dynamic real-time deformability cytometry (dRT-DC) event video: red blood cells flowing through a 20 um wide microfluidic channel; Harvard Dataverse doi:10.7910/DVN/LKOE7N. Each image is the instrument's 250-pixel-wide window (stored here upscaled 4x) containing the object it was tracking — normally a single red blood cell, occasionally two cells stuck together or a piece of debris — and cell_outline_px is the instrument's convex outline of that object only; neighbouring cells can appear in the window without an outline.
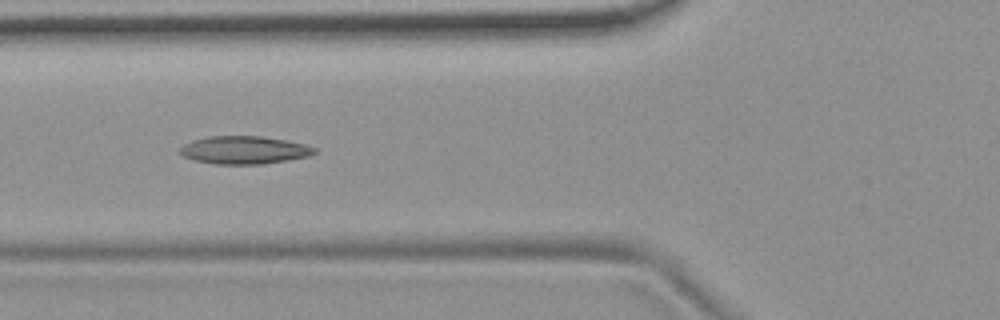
{"species": "common noctule bat (a hibernating species)", "species_latin": "Nyctalus noctula", "temperature_condition": "room temperature", "stored_images_in_passage": 54, "camera_frame_rate_fps": 3000, "um_per_image_px": 0.085, "animal": {"sex": "female", "body_mass_g": 19.9}, "frame": {"image": 1, "passage_image": 19, "time_ms": 6.0, "image_size_px": [1000, 320], "cell_outline_px": [[316, 152], [308, 156], [288, 160], [260, 164], [212, 164], [196, 160], [184, 156], [180, 152], [180, 148], [184, 144], [192, 140], [208, 136], [260, 136], [284, 140], [304, 144], [316, 148]], "centroid_in_image_um": [20.74, 12.75], "position_along_channel_um": 105.1, "area_um2": 21.68}}
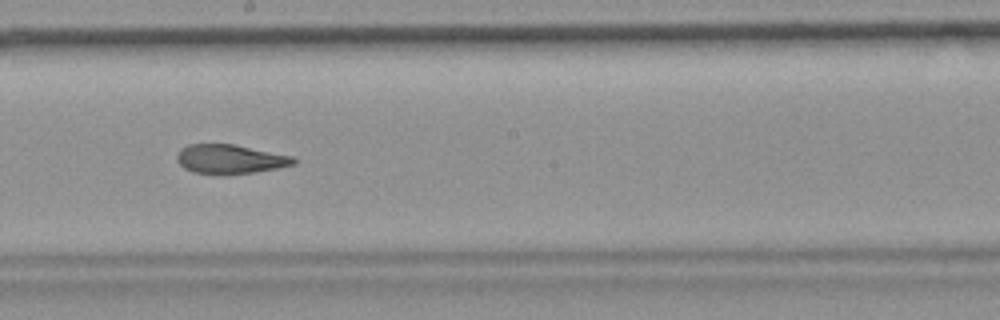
{"frame": {"image": 2, "passage_image": 29, "time_ms": 9.333, "image_size_px": [1000, 320], "cell_outline_px": [[296, 164], [256, 172], [192, 172], [184, 168], [176, 160], [176, 156], [180, 148], [188, 144], [232, 144], [292, 156], [296, 160]], "centroid_in_image_um": [19.53, 13.49], "position_along_channel_um": 228.7, "area_um2": 19.19}}
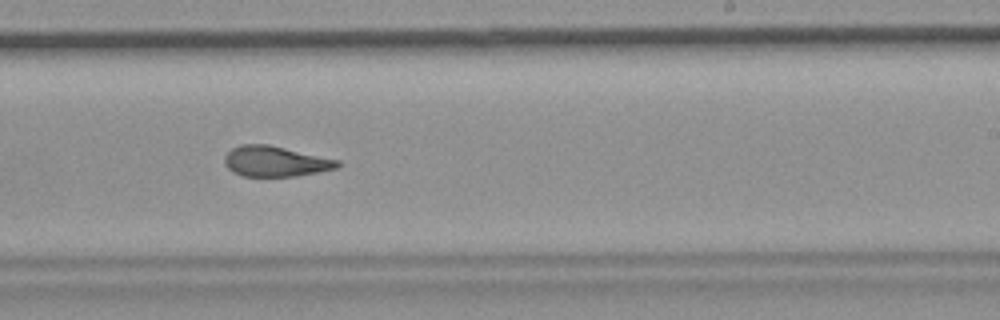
{"frame": {"image": 3, "passage_image": 32, "time_ms": 10.333, "image_size_px": [1000, 320], "cell_outline_px": [[340, 164], [336, 168], [296, 176], [244, 176], [232, 172], [224, 164], [224, 156], [232, 148], [240, 144], [268, 144], [340, 160]], "centroid_in_image_um": [23.37, 13.71], "position_along_channel_um": 265.6, "area_um2": 20.0}, "authors_computed_cell_mechanics": {"area_um2": 21.2415, "velocity_mm_per_s": 3.7126, "shape_relaxation_time_tau1_ms": null, "shape_relaxation_time_tau2_ms": 3.3357, "deformation_change_tau1": null, "deformation_change_tau2": 0.0937}}